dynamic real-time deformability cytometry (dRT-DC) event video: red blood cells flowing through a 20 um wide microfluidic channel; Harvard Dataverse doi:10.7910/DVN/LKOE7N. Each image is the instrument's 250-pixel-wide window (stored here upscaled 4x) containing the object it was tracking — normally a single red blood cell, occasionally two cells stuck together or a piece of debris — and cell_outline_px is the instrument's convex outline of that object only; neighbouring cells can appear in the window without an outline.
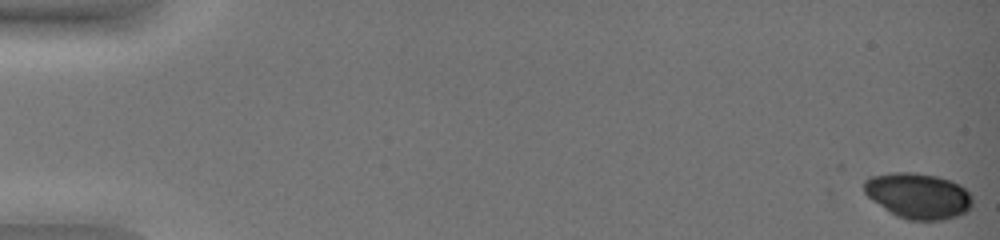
{"species": "common noctule bat (a hibernating species)", "species_latin": "Nyctalus noctula", "temperature_condition": "warm", "stored_images_in_passage": 12, "camera_frame_rate_fps": 3000, "um_per_image_px": 0.085, "animal": {"sex": "female", "body_mass_g": 19.0, "forearm_length_mm": 51.5}, "frame": {"image": 1, "passage_image": 1, "time_ms": 0.0, "image_size_px": [1000, 240], "cell_outline_px": [[972, 208], [968, 212], [944, 220], [908, 220], [896, 216], [872, 200], [864, 192], [864, 180], [868, 176], [892, 172], [912, 172], [936, 176], [952, 180], [960, 184], [972, 196]], "centroid_in_image_um": [78.05, 16.63], "position_along_channel_um": 6.9, "area_um2": 29.13}}
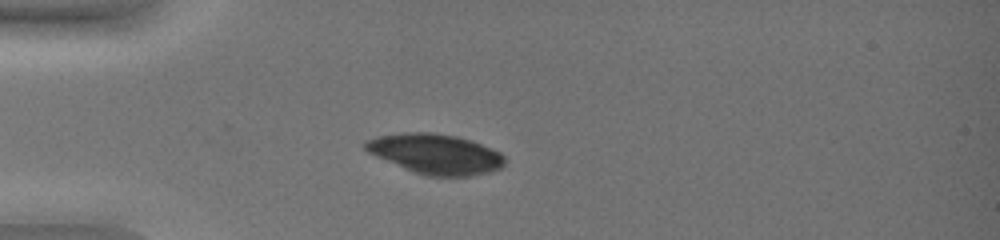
{"frame": {"image": 2, "passage_image": 10, "time_ms": 3.0, "image_size_px": [1000, 240], "cell_outline_px": [[504, 164], [500, 168], [488, 172], [472, 176], [424, 176], [404, 168], [376, 156], [368, 152], [364, 148], [364, 140], [376, 136], [404, 132], [432, 132], [456, 136], [472, 140], [492, 148], [500, 152], [504, 156]], "centroid_in_image_um": [37.01, 13.07], "position_along_channel_um": 48.0, "area_um2": 32.66}}